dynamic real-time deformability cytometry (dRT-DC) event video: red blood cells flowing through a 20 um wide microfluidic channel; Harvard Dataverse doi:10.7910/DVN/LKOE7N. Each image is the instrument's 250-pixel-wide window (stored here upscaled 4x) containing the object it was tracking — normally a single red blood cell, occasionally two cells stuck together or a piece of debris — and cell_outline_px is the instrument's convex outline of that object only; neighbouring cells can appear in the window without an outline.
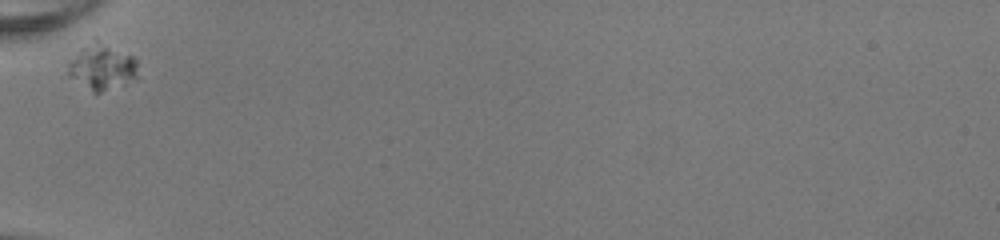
{"species": "human", "species_latin": "Homo sapiens", "temperature_condition": "room temperature", "stored_images_in_passage": 28, "camera_frame_rate_fps": 3000, "um_per_image_px": 0.085, "donor": {"sex": "female"}, "frame": {"image": 1, "passage_image": 1, "time_ms": 0.0, "image_size_px": [1000, 240], "cell_outline_px": [[136, 80], [100, 92], [92, 92], [68, 76], [68, 64], [80, 48], [92, 36], [96, 36], [136, 56]], "centroid_in_image_um": [8.68, 5.6], "position_along_channel_um": 76.3, "area_um2": 19.42}}
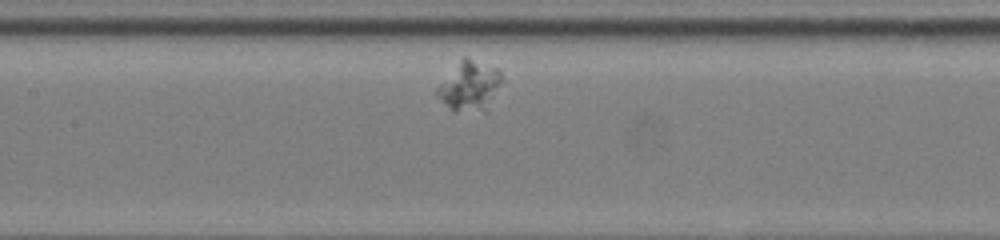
{"frame": {"image": 2, "passage_image": 9, "time_ms": 2.667, "image_size_px": [1000, 240], "cell_outline_px": [[504, 80], [488, 112], [484, 112], [452, 108], [436, 96], [436, 88], [460, 60], [464, 56], [500, 68]], "centroid_in_image_um": [40.02, 7.29], "position_along_channel_um": 167.4, "area_um2": 18.79}}